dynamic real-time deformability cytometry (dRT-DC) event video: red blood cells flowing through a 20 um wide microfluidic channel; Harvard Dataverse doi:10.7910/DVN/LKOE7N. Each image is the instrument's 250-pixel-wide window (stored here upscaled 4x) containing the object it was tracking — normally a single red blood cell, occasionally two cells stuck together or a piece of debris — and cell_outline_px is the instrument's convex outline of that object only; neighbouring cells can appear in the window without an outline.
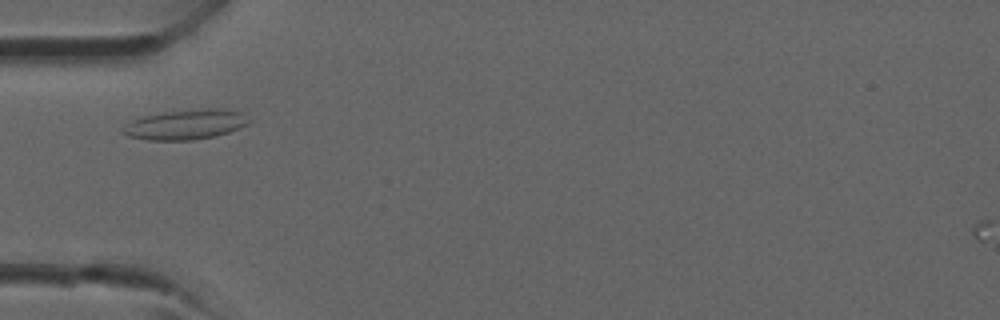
{"species": "common noctule bat (a hibernating species)", "species_latin": "Nyctalus noctula", "temperature_condition": "room temperature", "stored_images_in_passage": 28, "camera_frame_rate_fps": 3000, "um_per_image_px": 0.085, "animal": {"sex": "male", "forearm_length_mm": 52.5}, "frame": {"image": 1, "passage_image": 1, "time_ms": 0.0, "image_size_px": [1000, 320], "cell_outline_px": [[252, 120], [248, 124], [228, 132], [216, 136], [192, 140], [148, 140], [128, 136], [120, 132], [120, 128], [132, 120], [144, 116], [164, 112], [204, 108], [220, 108], [240, 112]], "centroid_in_image_um": [15.76, 10.58], "position_along_channel_um": 69.2, "area_um2": 22.08}}
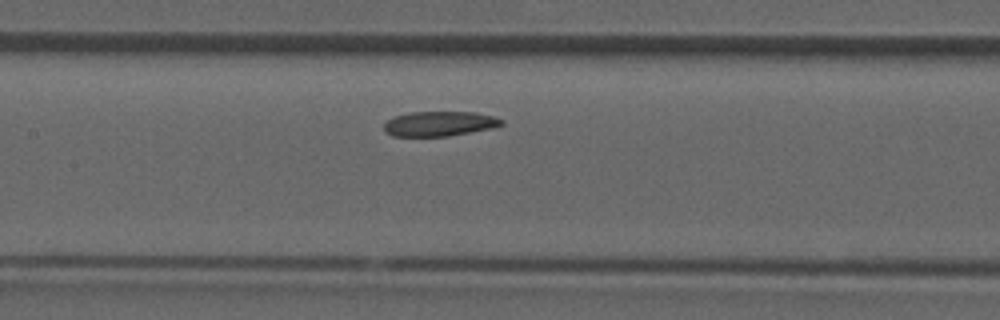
{"frame": {"image": 2, "passage_image": 7, "time_ms": 2.0, "image_size_px": [1000, 320], "cell_outline_px": [[504, 124], [496, 128], [448, 136], [392, 136], [384, 132], [384, 124], [388, 120], [396, 116], [408, 112], [476, 112], [492, 116], [504, 120]], "centroid_in_image_um": [37.39, 10.52], "position_along_channel_um": 170.0, "area_um2": 17.17}}
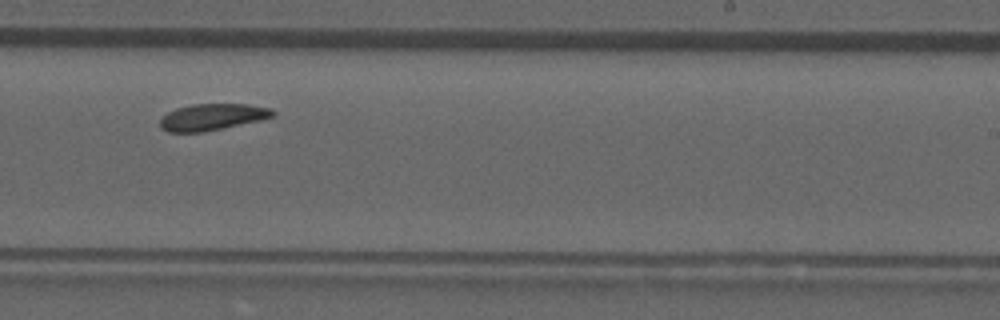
{"frame": {"image": 3, "passage_image": 13, "time_ms": 4.0, "image_size_px": [1000, 320], "cell_outline_px": [[276, 116], [260, 120], [204, 132], [168, 132], [160, 128], [160, 120], [168, 112], [176, 108], [192, 104], [248, 104], [272, 108], [276, 112]], "centroid_in_image_um": [18.07, 9.94], "position_along_channel_um": 270.9, "area_um2": 17.51}}